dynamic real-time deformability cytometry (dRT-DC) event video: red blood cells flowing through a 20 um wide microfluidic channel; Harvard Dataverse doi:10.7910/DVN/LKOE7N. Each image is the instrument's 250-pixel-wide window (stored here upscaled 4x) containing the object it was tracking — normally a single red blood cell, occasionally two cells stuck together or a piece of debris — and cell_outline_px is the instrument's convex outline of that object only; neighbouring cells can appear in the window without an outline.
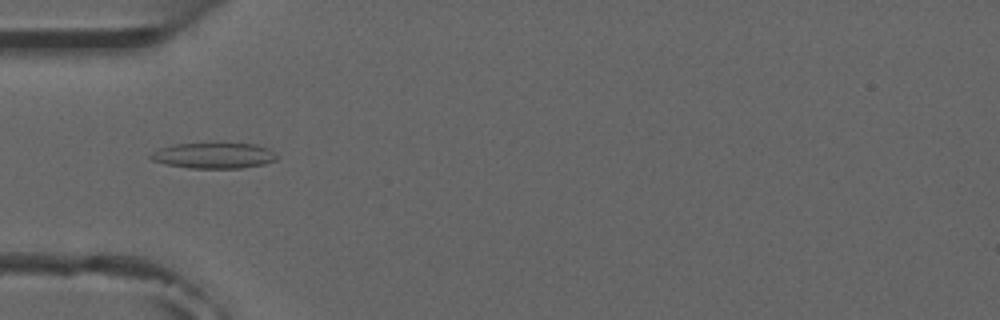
{"species": "common noctule bat (a hibernating species)", "species_latin": "Nyctalus noctula", "temperature_condition": "room temperature", "stored_images_in_passage": 6, "camera_frame_rate_fps": 3000, "um_per_image_px": 0.085, "animal": {"sex": "male", "forearm_length_mm": 52.5}, "frame": {"image": 1, "passage_image": 5, "time_ms": 4.667, "image_size_px": [1000, 320], "cell_outline_px": [[276, 160], [264, 164], [240, 168], [188, 168], [168, 164], [152, 160], [148, 156], [152, 152], [160, 148], [172, 144], [212, 140], [220, 140], [256, 144], [268, 148], [276, 152]], "centroid_in_image_um": [18.19, 13.15], "position_along_channel_um": 66.8, "area_um2": 20.06}}
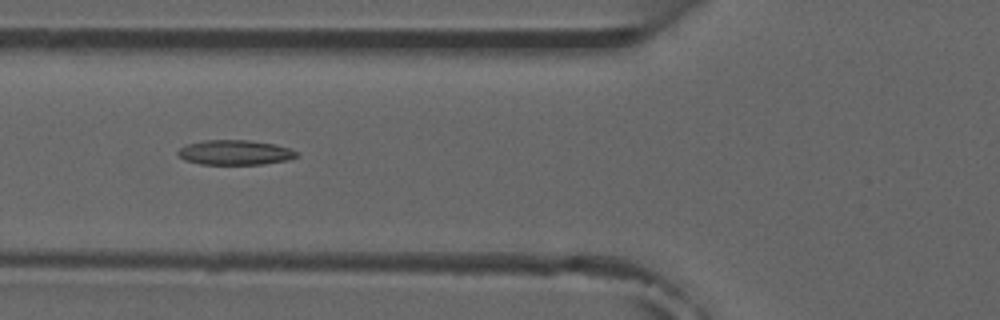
{"frame": {"image": 2, "passage_image": 6, "time_ms": 5.667, "image_size_px": [1000, 320], "cell_outline_px": [[300, 156], [288, 160], [264, 164], [200, 164], [184, 160], [176, 152], [180, 148], [188, 144], [204, 140], [248, 140], [276, 144], [288, 148], [296, 152]], "centroid_in_image_um": [19.98, 12.96], "position_along_channel_um": 105.8, "area_um2": 17.17}}